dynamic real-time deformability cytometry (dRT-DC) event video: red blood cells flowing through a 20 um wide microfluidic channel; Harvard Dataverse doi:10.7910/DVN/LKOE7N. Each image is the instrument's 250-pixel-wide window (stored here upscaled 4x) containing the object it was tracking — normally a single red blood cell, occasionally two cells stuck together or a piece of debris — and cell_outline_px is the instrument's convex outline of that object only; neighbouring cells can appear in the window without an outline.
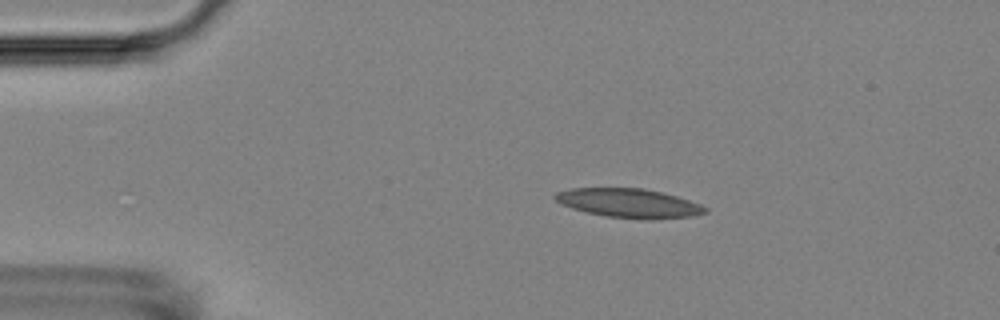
{"species": "Egyptian fruit bat (a non-hibernating species)", "species_latin": "Rousettus aegyptiacus", "temperature_condition": "room temperature", "stored_images_in_passage": 6, "camera_frame_rate_fps": 3000, "um_per_image_px": 0.085, "animal": {"sex": "female"}, "frame": {"image": 1, "passage_image": 2, "time_ms": 1.0, "image_size_px": [1000, 320], "cell_outline_px": [[708, 212], [692, 216], [652, 220], [648, 220], [608, 216], [588, 212], [572, 208], [560, 204], [552, 196], [556, 192], [572, 188], [644, 188], [676, 196], [700, 204], [708, 208]], "centroid_in_image_um": [53.46, 17.27], "position_along_channel_um": 31.5, "area_um2": 25.37}}
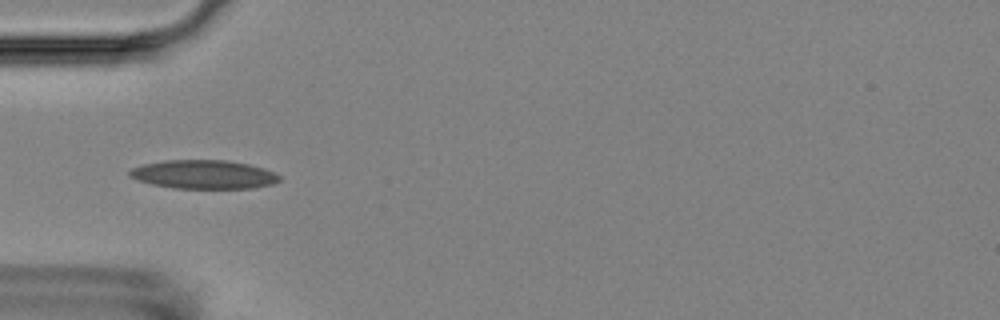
{"frame": {"image": 2, "passage_image": 4, "time_ms": 3.333, "image_size_px": [1000, 320], "cell_outline_px": [[280, 180], [272, 184], [252, 188], [172, 188], [152, 184], [136, 180], [128, 176], [128, 172], [132, 168], [144, 164], [164, 160], [228, 160], [248, 164], [264, 168], [276, 172], [280, 176]], "centroid_in_image_um": [17.31, 14.82], "position_along_channel_um": 67.7, "area_um2": 25.2}}